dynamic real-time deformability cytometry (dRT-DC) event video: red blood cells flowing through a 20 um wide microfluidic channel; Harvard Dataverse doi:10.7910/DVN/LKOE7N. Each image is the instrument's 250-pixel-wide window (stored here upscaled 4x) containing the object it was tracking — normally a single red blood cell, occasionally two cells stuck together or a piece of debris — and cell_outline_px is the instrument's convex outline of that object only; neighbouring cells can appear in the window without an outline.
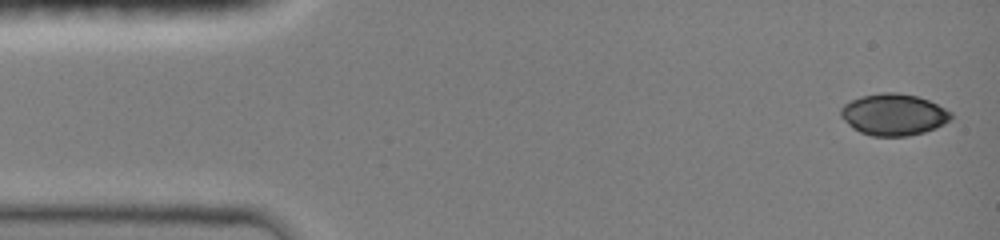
{"species": "common noctule bat (a hibernating species)", "species_latin": "Nyctalus noctula", "temperature_condition": "room temperature", "stored_images_in_passage": 24, "camera_frame_rate_fps": 3000, "um_per_image_px": 0.085, "animal": {"sex": "female", "body_mass_g": 19.0, "forearm_length_mm": 51.5}, "frame": {"image": 1, "passage_image": 1, "time_ms": 0.0, "image_size_px": [1000, 240], "cell_outline_px": [[952, 116], [944, 124], [936, 128], [924, 132], [908, 136], [872, 136], [860, 132], [852, 128], [840, 116], [840, 108], [844, 104], [860, 96], [880, 92], [896, 92], [920, 96], [952, 112]], "centroid_in_image_um": [75.94, 9.73], "position_along_channel_um": 9.1, "area_um2": 26.88}}
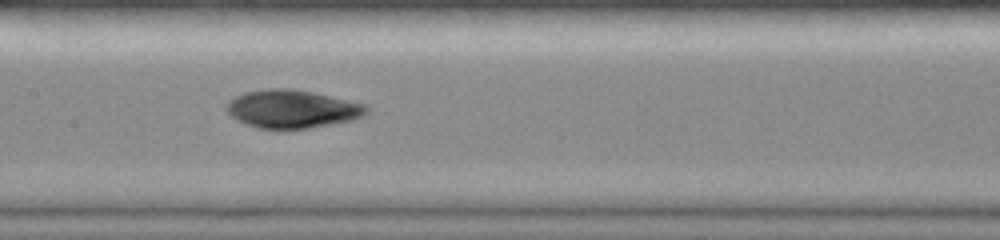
{"frame": {"image": 2, "passage_image": 11, "time_ms": 7.0, "image_size_px": [1000, 240], "cell_outline_px": [[368, 112], [364, 116], [352, 120], [332, 124], [308, 128], [256, 128], [236, 120], [228, 112], [228, 100], [244, 92], [268, 88], [288, 88], [312, 92], [364, 104], [368, 108]], "centroid_in_image_um": [24.83, 9.26], "position_along_channel_um": 182.6, "area_um2": 30.81}}
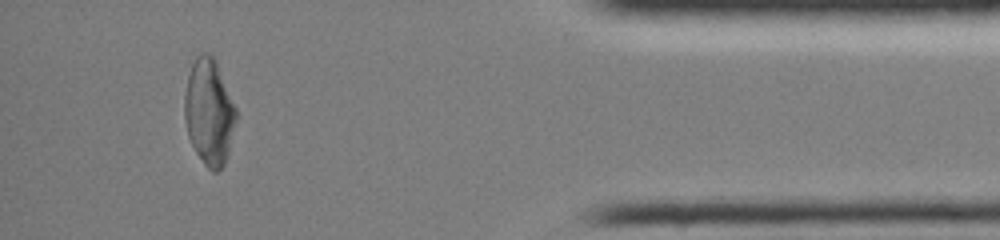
{"frame": {"image": 3, "passage_image": 21, "time_ms": 13.667, "image_size_px": [1000, 240], "cell_outline_px": [[236, 120], [228, 152], [224, 164], [216, 172], [212, 172], [204, 164], [196, 152], [188, 136], [184, 120], [184, 92], [188, 76], [192, 64], [196, 56], [200, 52], [212, 52], [216, 60], [236, 108]], "centroid_in_image_um": [17.76, 9.47], "position_along_channel_um": 417.4, "area_um2": 31.96}}